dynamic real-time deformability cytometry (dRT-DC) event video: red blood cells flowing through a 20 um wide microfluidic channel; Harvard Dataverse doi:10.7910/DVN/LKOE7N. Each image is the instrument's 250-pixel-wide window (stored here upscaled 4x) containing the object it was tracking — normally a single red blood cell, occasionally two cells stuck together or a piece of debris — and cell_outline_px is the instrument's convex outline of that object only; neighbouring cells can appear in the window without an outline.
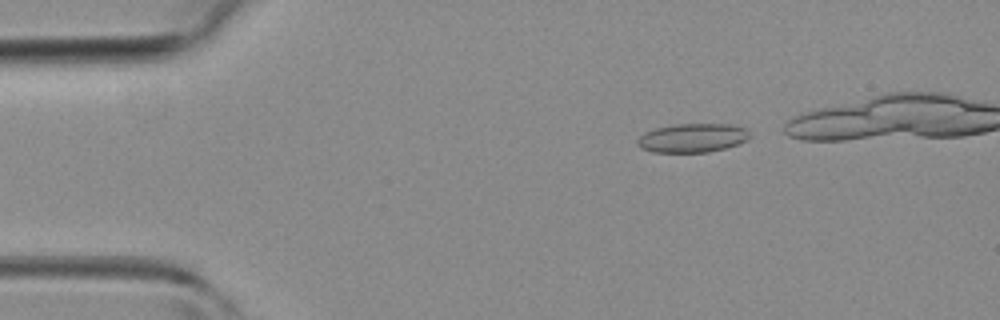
{"species": "common noctule bat (a hibernating species)", "species_latin": "Nyctalus noctula", "temperature_condition": "room temperature", "stored_images_in_passage": 30, "camera_frame_rate_fps": 3000, "um_per_image_px": 0.085, "animal": {"sex": "female", "body_mass_g": 19.3, "forearm_length_mm": 54.1}, "frame": {"image": 1, "passage_image": 2, "time_ms": 0.333, "image_size_px": [1000, 320], "cell_outline_px": [[752, 136], [736, 144], [724, 148], [708, 152], [652, 152], [640, 148], [636, 144], [636, 140], [644, 132], [656, 128], [676, 124], [732, 124], [744, 128]], "centroid_in_image_um": [58.81, 11.72], "position_along_channel_um": 26.2, "area_um2": 18.84}}
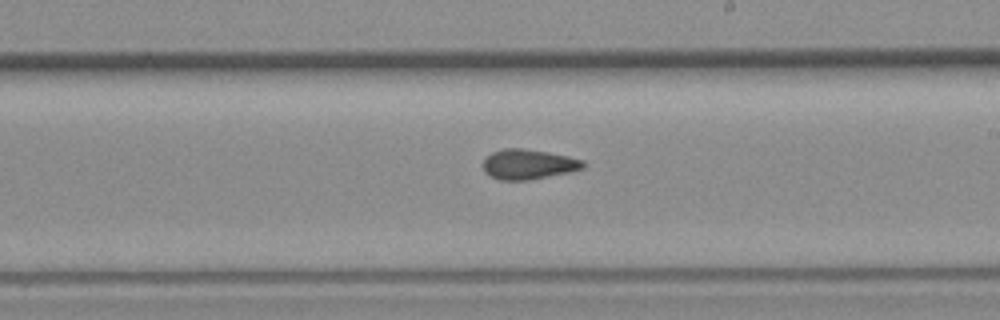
{"frame": {"image": 2, "passage_image": 20, "time_ms": 6.333, "image_size_px": [1000, 320], "cell_outline_px": [[584, 168], [568, 172], [528, 180], [500, 180], [484, 172], [484, 160], [492, 152], [504, 148], [520, 148], [548, 152], [568, 156], [584, 160]], "centroid_in_image_um": [44.91, 13.96], "position_along_channel_um": 244.1, "area_um2": 17.28}}
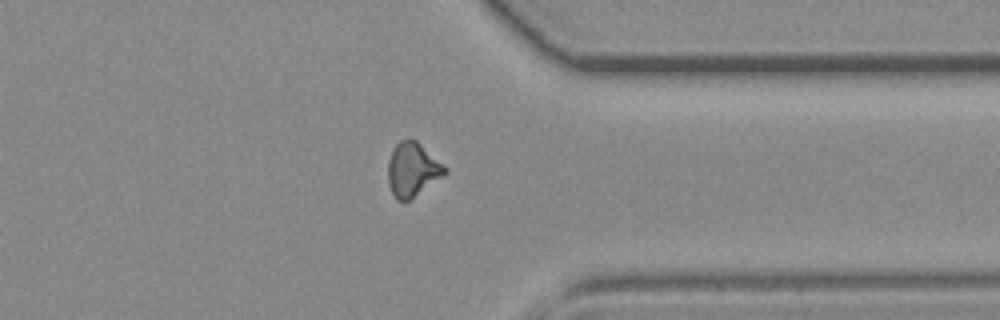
{"frame": {"image": 3, "passage_image": 29, "time_ms": 9.333, "image_size_px": [1000, 320], "cell_outline_px": [[448, 172], [444, 176], [408, 200], [396, 200], [388, 184], [388, 160], [396, 144], [400, 140], [412, 136], [448, 168]], "centroid_in_image_um": [35.07, 14.37], "position_along_channel_um": 376.3, "area_um2": 17.98}}